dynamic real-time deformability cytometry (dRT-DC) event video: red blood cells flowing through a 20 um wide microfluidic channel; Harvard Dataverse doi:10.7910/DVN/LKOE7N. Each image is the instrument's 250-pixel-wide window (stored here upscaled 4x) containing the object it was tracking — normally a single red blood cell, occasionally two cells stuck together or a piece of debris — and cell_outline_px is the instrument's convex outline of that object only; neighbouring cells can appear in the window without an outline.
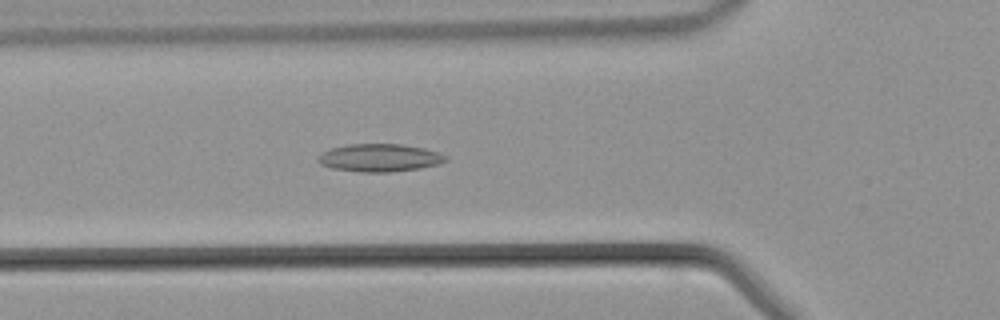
{"species": "common noctule bat (a hibernating species)", "species_latin": "Nyctalus noctula", "temperature_condition": "warm", "stored_images_in_passage": 32, "camera_frame_rate_fps": 3000, "um_per_image_px": 0.085, "animal": {"sex": "male", "body_mass_g": 21.5, "forearm_length_mm": 52.0}, "frame": {"image": 1, "passage_image": 2, "time_ms": 0.333, "image_size_px": [1000, 320], "cell_outline_px": [[448, 160], [440, 164], [420, 168], [388, 172], [360, 172], [332, 168], [320, 164], [316, 160], [324, 152], [332, 148], [348, 144], [400, 144], [424, 148], [448, 156]], "centroid_in_image_um": [32.29, 13.41], "position_along_channel_um": 93.5, "area_um2": 20.58}}
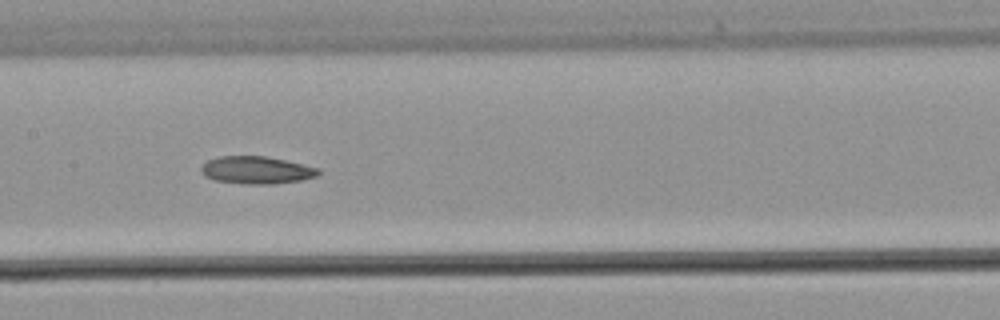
{"frame": {"image": 2, "passage_image": 8, "time_ms": 2.333, "image_size_px": [1000, 320], "cell_outline_px": [[320, 172], [316, 176], [300, 180], [276, 184], [248, 184], [216, 180], [204, 176], [200, 172], [200, 168], [208, 160], [220, 156], [264, 156], [284, 160], [320, 168]], "centroid_in_image_um": [21.79, 14.46], "position_along_channel_um": 185.6, "area_um2": 18.67}}
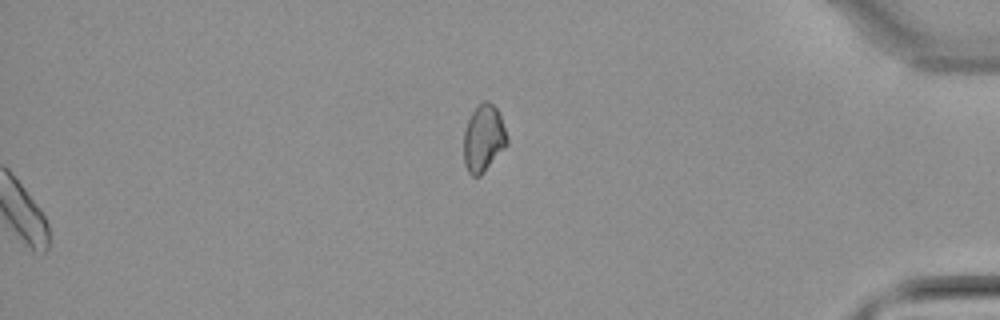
{"frame": {"image": 3, "passage_image": 32, "time_ms": 10.333, "image_size_px": [1000, 320], "cell_outline_px": [[508, 144], [484, 172], [480, 176], [472, 176], [468, 172], [464, 164], [464, 132], [468, 120], [472, 112], [480, 100], [488, 100], [500, 112], [508, 136]], "centroid_in_image_um": [41.11, 11.73], "position_along_channel_um": 394.1, "area_um2": 17.22}}